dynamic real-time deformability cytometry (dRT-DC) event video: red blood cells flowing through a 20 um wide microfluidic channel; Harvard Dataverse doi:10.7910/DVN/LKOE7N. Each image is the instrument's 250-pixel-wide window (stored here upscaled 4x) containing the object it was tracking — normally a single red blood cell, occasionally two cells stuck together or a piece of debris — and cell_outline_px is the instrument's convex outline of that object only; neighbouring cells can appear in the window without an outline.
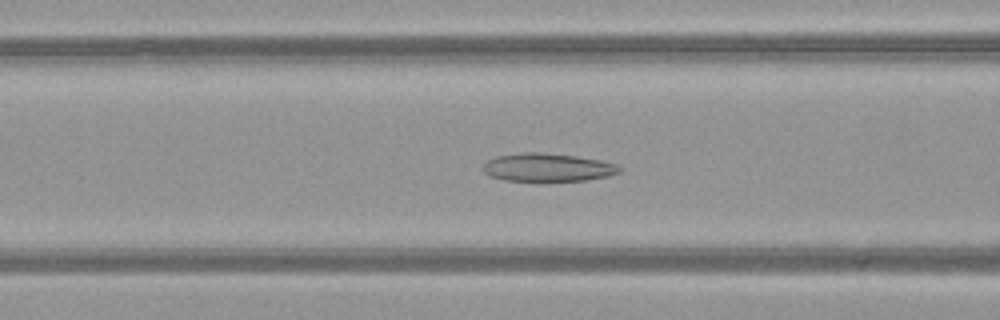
{"species": "common noctule bat (a hibernating species)", "species_latin": "Nyctalus noctula", "temperature_condition": "warm", "stored_images_in_passage": 51, "camera_frame_rate_fps": 3000, "um_per_image_px": 0.085, "animal": {"sex": "female", "body_mass_g": 21.9}, "frame": {"image": 1, "passage_image": 21, "time_ms": 6.667, "image_size_px": [1000, 320], "cell_outline_px": [[624, 168], [620, 172], [608, 176], [584, 180], [540, 184], [504, 180], [488, 176], [480, 168], [488, 160], [496, 156], [520, 152], [544, 152], [576, 156], [600, 160], [616, 164]], "centroid_in_image_um": [46.5, 14.27], "position_along_channel_um": 120.1, "area_um2": 23.58}}
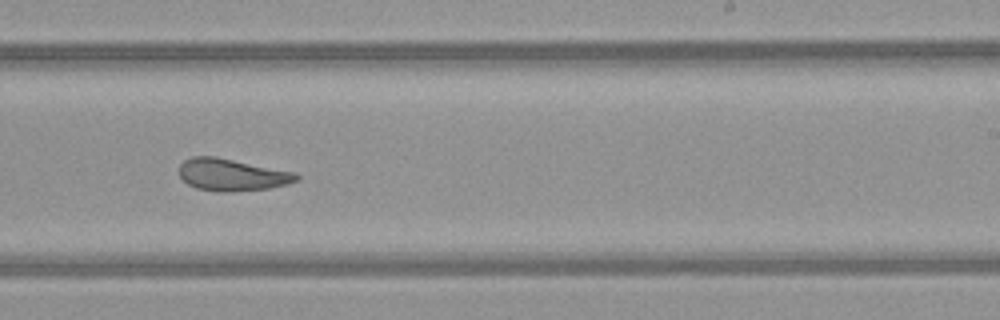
{"frame": {"image": 2, "passage_image": 32, "time_ms": 10.333, "image_size_px": [1000, 320], "cell_outline_px": [[300, 180], [288, 184], [268, 188], [228, 192], [220, 192], [196, 188], [188, 184], [180, 176], [180, 164], [184, 160], [192, 156], [216, 156], [296, 172], [300, 176]], "centroid_in_image_um": [19.74, 14.85], "position_along_channel_um": 269.3, "area_um2": 22.08}}
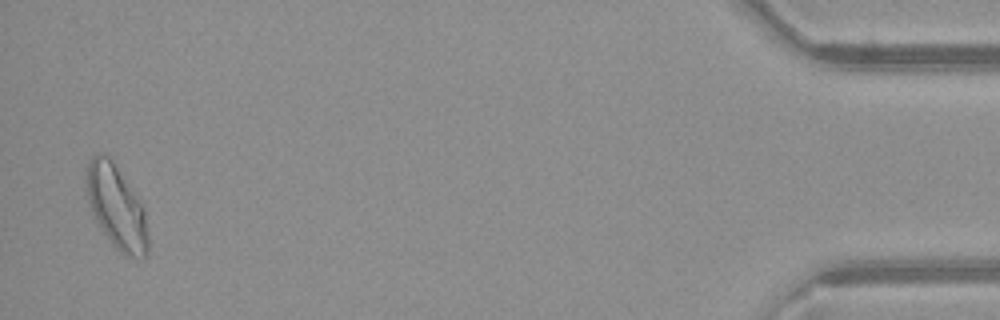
{"frame": {"image": 3, "passage_image": 50, "time_ms": 16.333, "image_size_px": [1000, 320], "cell_outline_px": [[148, 252], [144, 256], [128, 256], [120, 252], [112, 244], [96, 220], [92, 212], [84, 188], [84, 172], [88, 160], [96, 152], [108, 156], [112, 160], [140, 200], [144, 208], [148, 232]], "centroid_in_image_um": [9.86, 17.54], "position_along_channel_um": 425.3, "area_um2": 30.17}, "authors_computed_cell_mechanics": {"area_um2": 24.5072, "velocity_mm_per_s": 4.0708, "shape_relaxation_time_tau1_ms": null, "shape_relaxation_time_tau2_ms": 2.9591, "deformation_change_tau1": null, "deformation_change_tau2": 0.1139}}